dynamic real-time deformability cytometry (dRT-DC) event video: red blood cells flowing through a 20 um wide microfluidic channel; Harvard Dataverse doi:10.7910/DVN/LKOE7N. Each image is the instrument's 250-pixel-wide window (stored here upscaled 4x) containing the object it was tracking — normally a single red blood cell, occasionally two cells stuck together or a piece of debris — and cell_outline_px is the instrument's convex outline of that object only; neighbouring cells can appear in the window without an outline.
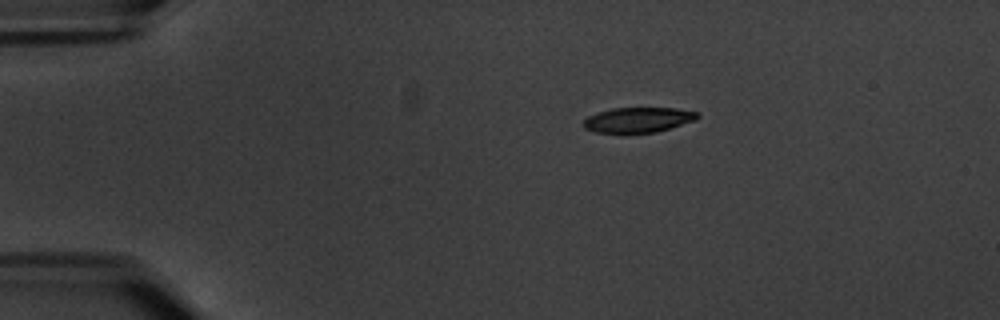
{"species": "common noctule bat (a hibernating species)", "species_latin": "Nyctalus noctula", "temperature_condition": "warm", "stored_images_in_passage": 3, "camera_frame_rate_fps": 3000, "um_per_image_px": 0.085, "animal": {"sex": "male", "body_mass_g": 20.1, "forearm_length_mm": 53.5}, "frame": {"image": 1, "passage_image": 1, "time_ms": 0.0, "image_size_px": [1000, 320], "cell_outline_px": [[700, 116], [696, 120], [656, 132], [624, 136], [596, 132], [584, 128], [580, 124], [588, 116], [612, 108], [676, 108], [700, 112]], "centroid_in_image_um": [54.21, 10.23], "position_along_channel_um": 30.8, "area_um2": 17.46}}